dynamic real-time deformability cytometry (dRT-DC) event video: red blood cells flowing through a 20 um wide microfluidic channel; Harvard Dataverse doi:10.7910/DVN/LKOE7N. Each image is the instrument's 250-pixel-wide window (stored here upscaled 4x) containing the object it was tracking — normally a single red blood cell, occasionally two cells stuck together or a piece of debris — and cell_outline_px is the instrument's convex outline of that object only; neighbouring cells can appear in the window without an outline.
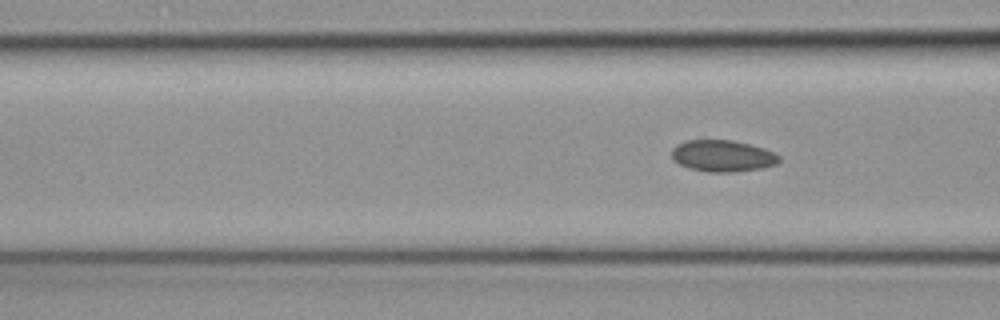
{"species": "common noctule bat (a hibernating species)", "species_latin": "Nyctalus noctula", "temperature_condition": "cold", "stored_images_in_passage": 6, "camera_frame_rate_fps": 3000, "um_per_image_px": 0.085, "animal": {"sex": "female", "body_mass_g": 19.3, "forearm_length_mm": 54.1}, "frame": {"image": 1, "passage_image": 6, "time_ms": 1.667, "image_size_px": [1000, 320], "cell_outline_px": [[780, 160], [776, 164], [760, 168], [732, 172], [708, 172], [688, 168], [672, 160], [672, 148], [688, 140], [732, 140], [764, 148], [780, 156]], "centroid_in_image_um": [61.41, 13.26], "position_along_channel_um": 105.2, "area_um2": 19.59}}